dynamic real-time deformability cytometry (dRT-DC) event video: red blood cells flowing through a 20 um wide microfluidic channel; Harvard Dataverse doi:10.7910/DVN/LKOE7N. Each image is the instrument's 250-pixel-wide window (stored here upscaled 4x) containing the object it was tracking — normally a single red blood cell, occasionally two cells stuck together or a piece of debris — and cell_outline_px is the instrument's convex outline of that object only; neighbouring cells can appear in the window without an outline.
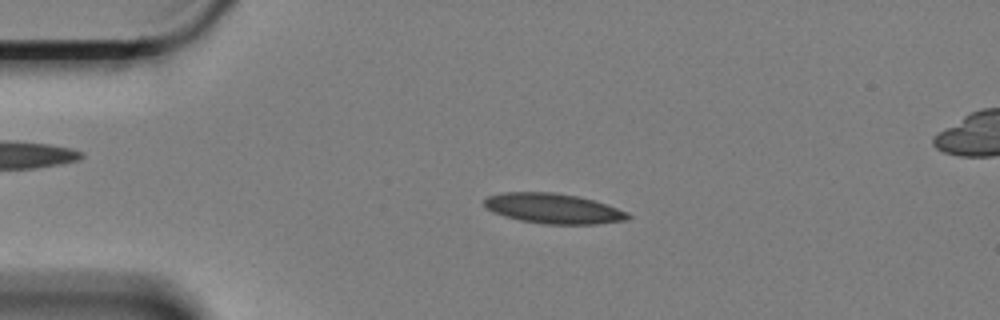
{"species": "Egyptian fruit bat (a non-hibernating species)", "species_latin": "Rousettus aegyptiacus", "temperature_condition": "cold", "stored_images_in_passage": 59, "camera_frame_rate_fps": 3000, "um_per_image_px": 0.085, "animal": {"sex": "female"}, "frame": {"image": 1, "passage_image": 12, "time_ms": 3.667, "image_size_px": [1000, 320], "cell_outline_px": [[632, 216], [628, 220], [596, 224], [544, 224], [520, 220], [504, 216], [492, 212], [484, 208], [484, 200], [488, 196], [504, 192], [552, 192], [576, 196], [592, 200], [628, 212]], "centroid_in_image_um": [47.0, 17.73], "position_along_channel_um": 38.0, "area_um2": 25.14}}
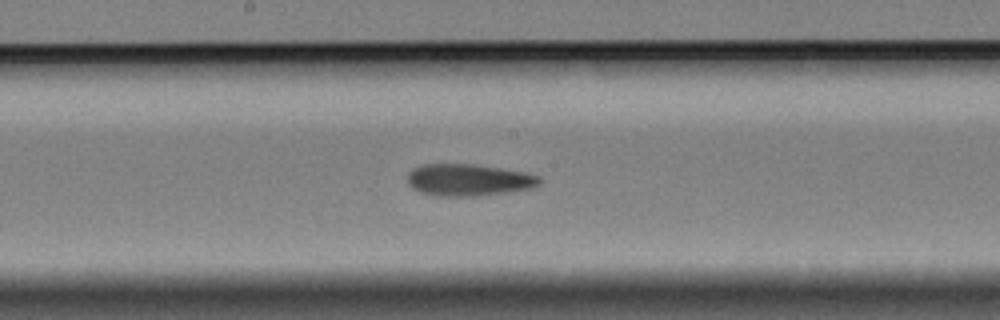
{"frame": {"image": 2, "passage_image": 30, "time_ms": 9.667, "image_size_px": [1000, 320], "cell_outline_px": [[540, 184], [532, 188], [480, 196], [432, 196], [420, 192], [412, 188], [408, 184], [408, 172], [412, 168], [424, 164], [472, 164], [524, 172], [540, 176]], "centroid_in_image_um": [39.79, 15.3], "position_along_channel_um": 208.4, "area_um2": 24.62}}
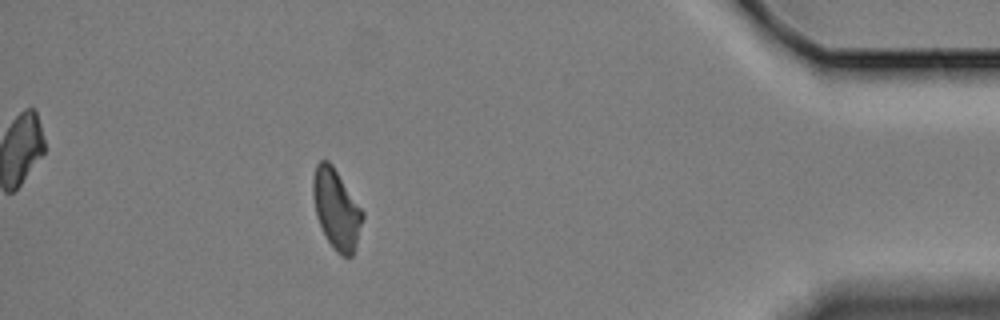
{"frame": {"image": 3, "passage_image": 52, "time_ms": 17.0, "image_size_px": [1000, 320], "cell_outline_px": [[364, 216], [356, 248], [352, 256], [340, 256], [332, 248], [316, 216], [312, 196], [312, 180], [316, 164], [320, 160], [328, 160], [332, 164], [364, 212]], "centroid_in_image_um": [28.59, 17.78], "position_along_channel_um": 406.6, "area_um2": 23.18}, "authors_computed_cell_mechanics": {"area_um2": 24.276, "velocity_mm_per_s": 3.344, "shape_relaxation_time_tau1_ms": null, "shape_relaxation_time_tau2_ms": 6.7726, "deformation_change_tau1": null, "deformation_change_tau2": 0.1502}}